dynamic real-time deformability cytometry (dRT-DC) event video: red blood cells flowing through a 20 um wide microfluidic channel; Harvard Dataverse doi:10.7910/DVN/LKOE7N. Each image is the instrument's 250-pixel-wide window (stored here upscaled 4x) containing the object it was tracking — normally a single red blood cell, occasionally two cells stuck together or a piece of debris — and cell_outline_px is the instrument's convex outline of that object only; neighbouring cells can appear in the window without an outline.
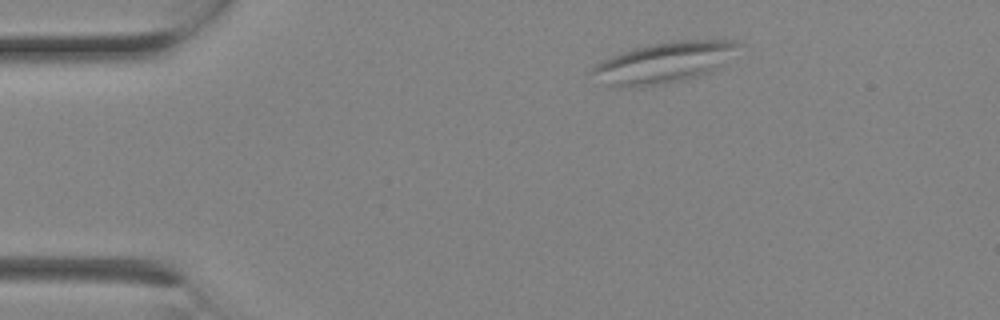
{"species": "Egyptian fruit bat (a non-hibernating species)", "species_latin": "Rousettus aegyptiacus", "temperature_condition": "room temperature", "stored_images_in_passage": 2, "camera_frame_rate_fps": 3000, "um_per_image_px": 0.085, "animal": {"sex": "female"}, "frame": {"image": 1, "passage_image": 1, "time_ms": 0.0, "image_size_px": [1000, 320], "cell_outline_px": [[744, 44], [720, 68], [684, 80], [664, 84], [640, 88], [616, 88], [604, 84], [588, 72], [600, 60], [620, 52], [652, 44], [676, 40], [732, 40]], "centroid_in_image_um": [56.41, 5.34], "position_along_channel_um": 28.6, "area_um2": 35.43}}
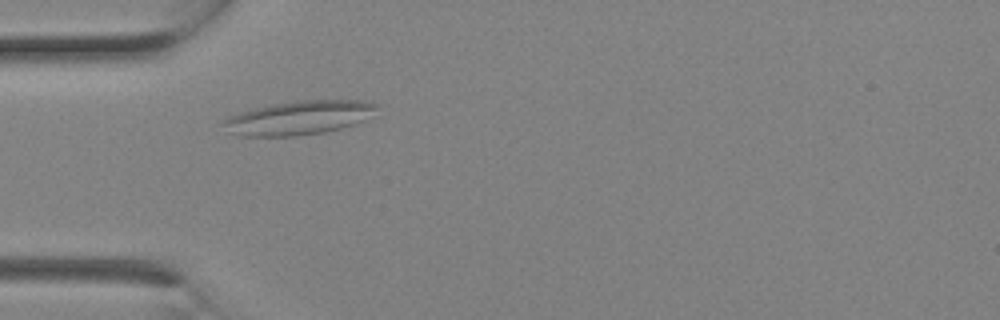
{"frame": {"image": 2, "passage_image": 2, "time_ms": 0.333, "image_size_px": [1000, 320], "cell_outline_px": [[380, 104], [364, 120], [356, 124], [324, 132], [296, 136], [240, 136], [232, 132], [220, 120], [228, 116], [240, 112], [256, 108], [276, 104], [304, 100], [364, 100]], "centroid_in_image_um": [25.43, 10.01], "position_along_channel_um": 59.6, "area_um2": 29.88}}